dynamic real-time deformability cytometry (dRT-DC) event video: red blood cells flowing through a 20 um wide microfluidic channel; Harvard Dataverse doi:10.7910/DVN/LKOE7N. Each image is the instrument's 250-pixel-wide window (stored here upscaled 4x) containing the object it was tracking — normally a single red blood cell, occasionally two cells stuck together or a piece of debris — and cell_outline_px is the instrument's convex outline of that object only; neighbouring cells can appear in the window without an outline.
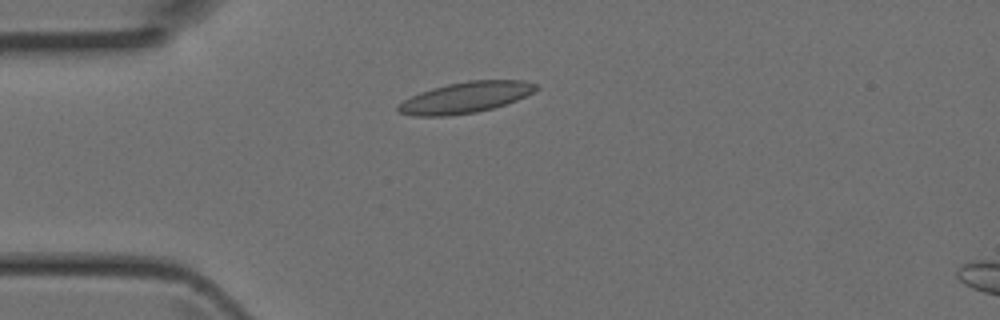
{"species": "Egyptian fruit bat (a non-hibernating species)", "species_latin": "Rousettus aegyptiacus", "temperature_condition": "room temperature", "stored_images_in_passage": 5, "camera_frame_rate_fps": 3000, "um_per_image_px": 0.085, "animal": {"sex": "female"}, "frame": {"image": 1, "passage_image": 4, "time_ms": 1.0, "image_size_px": [1000, 320], "cell_outline_px": [[540, 88], [516, 100], [492, 108], [476, 112], [448, 116], [412, 116], [400, 112], [396, 108], [404, 100], [420, 92], [432, 88], [448, 84], [468, 80], [524, 80], [536, 84]], "centroid_in_image_um": [39.57, 8.28], "position_along_channel_um": 45.4, "area_um2": 24.68}}